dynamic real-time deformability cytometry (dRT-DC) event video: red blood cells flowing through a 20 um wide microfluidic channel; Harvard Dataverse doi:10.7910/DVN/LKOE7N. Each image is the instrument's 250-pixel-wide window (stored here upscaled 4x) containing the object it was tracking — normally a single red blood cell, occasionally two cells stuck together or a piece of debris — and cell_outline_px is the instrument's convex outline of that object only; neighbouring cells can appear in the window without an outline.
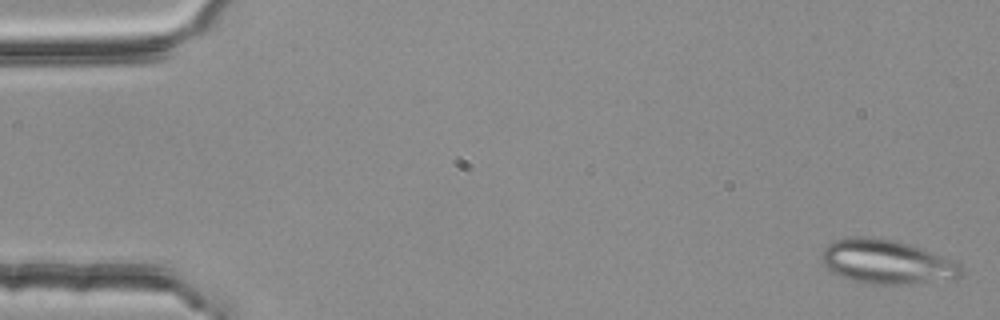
{"species": "common noctule bat (a hibernating species)", "species_latin": "Nyctalus noctula", "temperature_condition": "room temperature", "stored_images_in_passage": 3, "camera_frame_rate_fps": 3000, "um_per_image_px": 0.085, "animal": {"sex": "female", "body_mass_g": 25.1}, "frame": {"image": 1, "passage_image": 1, "time_ms": 0.0, "image_size_px": [1000, 320], "cell_outline_px": [[960, 276], [916, 284], [872, 284], [852, 280], [840, 276], [832, 272], [824, 264], [820, 256], [820, 252], [828, 244], [836, 240], [852, 236], [868, 236], [896, 240], [920, 248], [952, 260], [960, 264]], "centroid_in_image_um": [75.29, 22.24], "position_along_channel_um": 9.7, "area_um2": 35.55}}
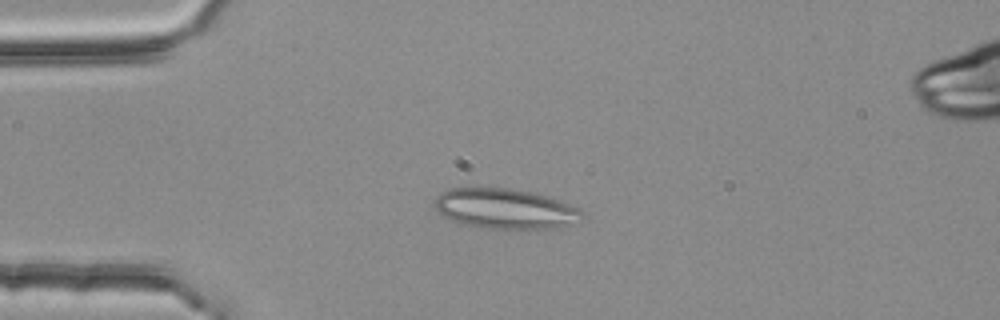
{"frame": {"image": 2, "passage_image": 3, "time_ms": 0.667, "image_size_px": [1000, 320], "cell_outline_px": [[584, 216], [576, 224], [552, 228], [480, 228], [464, 224], [452, 220], [444, 216], [436, 208], [436, 196], [440, 192], [452, 188], [508, 188], [532, 192], [560, 200], [580, 208], [584, 212]], "centroid_in_image_um": [42.99, 17.74], "position_along_channel_um": 42.0, "area_um2": 34.45}}